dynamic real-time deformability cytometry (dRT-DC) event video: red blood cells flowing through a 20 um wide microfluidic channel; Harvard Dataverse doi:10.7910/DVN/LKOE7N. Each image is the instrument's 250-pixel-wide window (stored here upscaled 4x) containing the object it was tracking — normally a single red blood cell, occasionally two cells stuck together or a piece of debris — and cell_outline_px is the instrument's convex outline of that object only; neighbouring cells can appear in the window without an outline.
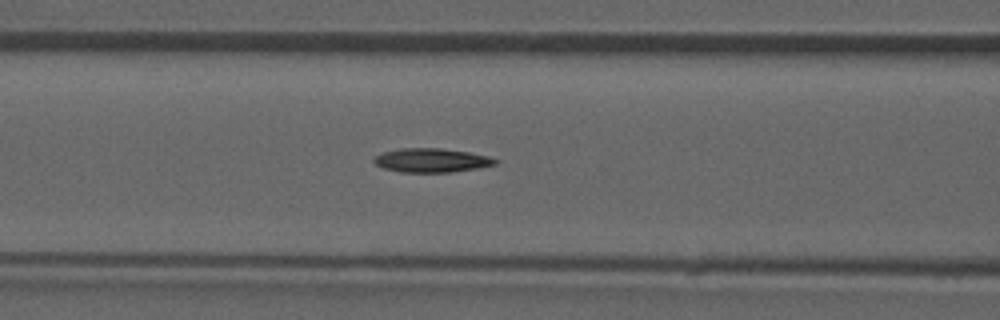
{"species": "common noctule bat (a hibernating species)", "species_latin": "Nyctalus noctula", "temperature_condition": "room temperature", "stored_images_in_passage": 47, "camera_frame_rate_fps": 3000, "um_per_image_px": 0.085, "animal": {"sex": "male", "forearm_length_mm": 52.5}, "frame": {"image": 1, "passage_image": 21, "time_ms": 6.667, "image_size_px": [1000, 320], "cell_outline_px": [[500, 160], [496, 164], [480, 168], [452, 172], [400, 172], [384, 168], [376, 164], [372, 160], [376, 156], [384, 152], [400, 148], [440, 148], [468, 152], [488, 156]], "centroid_in_image_um": [36.71, 13.63], "position_along_channel_um": 129.9, "area_um2": 16.94}, "authors_computed_cell_mechanics": {"area_um2": 16.9354, "velocity_mm_per_s": 3.9394, "shape_relaxation_time_tau1_ms": null, "shape_relaxation_time_tau2_ms": 7.0657, "deformation_change_tau1": null, "deformation_change_tau2": 0.1662}}